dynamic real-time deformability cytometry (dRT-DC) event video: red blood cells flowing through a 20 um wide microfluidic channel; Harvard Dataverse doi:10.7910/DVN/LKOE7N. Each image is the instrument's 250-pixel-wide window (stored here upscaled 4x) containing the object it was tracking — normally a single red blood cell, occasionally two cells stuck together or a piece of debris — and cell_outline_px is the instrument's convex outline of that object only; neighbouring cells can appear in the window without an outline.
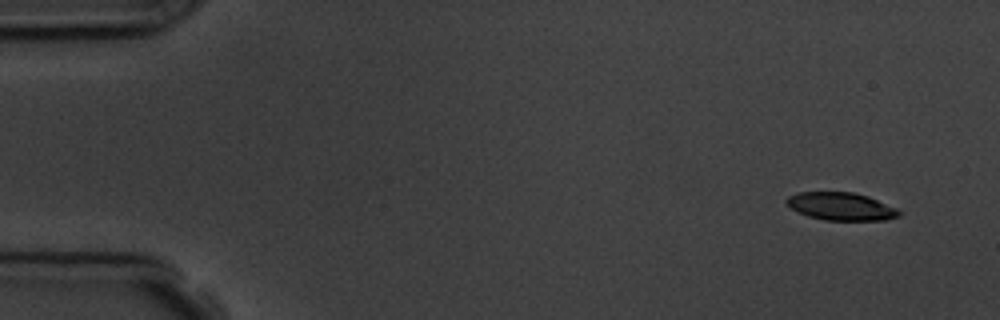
{"species": "common noctule bat (a hibernating species)", "species_latin": "Nyctalus noctula", "temperature_condition": "room temperature", "stored_images_in_passage": 5, "camera_frame_rate_fps": 3000, "um_per_image_px": 0.085, "animal": {"sex": "male", "body_mass_g": 19.5, "forearm_length_mm": 54.6}, "frame": {"image": 1, "passage_image": 1, "time_ms": 0.0, "image_size_px": [1000, 320], "cell_outline_px": [[900, 216], [884, 220], [824, 220], [808, 216], [792, 208], [784, 200], [788, 196], [800, 192], [852, 192], [868, 196], [896, 208], [900, 212]], "centroid_in_image_um": [71.49, 17.54], "position_along_channel_um": 13.5, "area_um2": 18.03}}
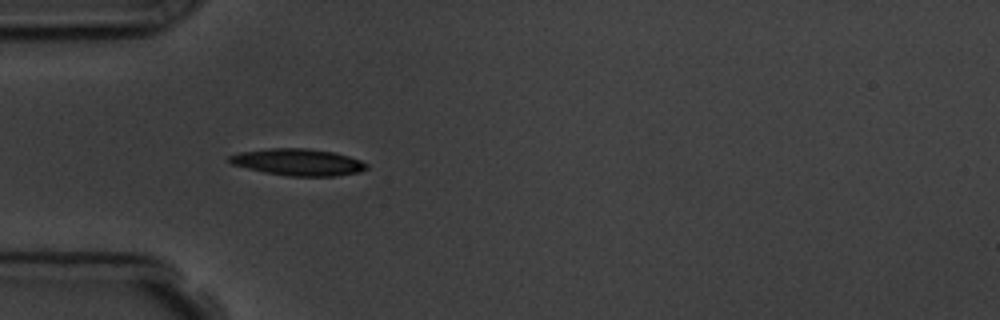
{"frame": {"image": 2, "passage_image": 4, "time_ms": 4.333, "image_size_px": [1000, 320], "cell_outline_px": [[368, 168], [360, 172], [336, 176], [288, 176], [264, 172], [232, 164], [228, 160], [228, 156], [240, 152], [268, 148], [308, 148], [332, 152], [348, 156], [360, 160], [368, 164]], "centroid_in_image_um": [25.35, 13.78], "position_along_channel_um": 59.7, "area_um2": 21.39}}